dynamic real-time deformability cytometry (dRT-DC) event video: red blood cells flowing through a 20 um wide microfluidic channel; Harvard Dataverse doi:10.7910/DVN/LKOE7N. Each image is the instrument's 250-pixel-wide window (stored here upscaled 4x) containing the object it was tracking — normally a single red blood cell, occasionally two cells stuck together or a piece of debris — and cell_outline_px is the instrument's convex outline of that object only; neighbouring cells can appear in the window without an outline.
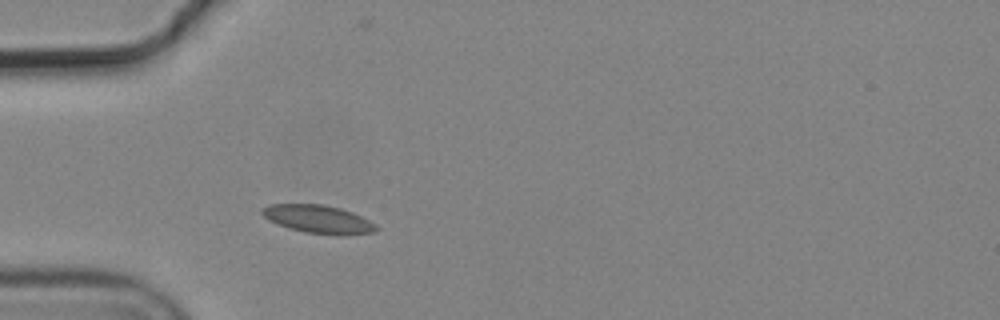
{"species": "common noctule bat (a hibernating species)", "species_latin": "Nyctalus noctula", "temperature_condition": "cold", "stored_images_in_passage": 1, "camera_frame_rate_fps": 3000, "um_per_image_px": 0.085, "animal": {"sex": "male", "body_mass_g": 19.2, "forearm_length_mm": 51.8}, "frame": {"image": 1, "passage_image": 1, "time_ms": 0.0, "image_size_px": [1000, 320], "cell_outline_px": [[380, 228], [376, 232], [348, 236], [332, 236], [304, 232], [288, 228], [268, 220], [260, 212], [260, 208], [268, 204], [324, 204], [340, 208], [352, 212], [376, 224]], "centroid_in_image_um": [27.08, 18.65], "position_along_channel_um": 57.9, "area_um2": 19.25}}